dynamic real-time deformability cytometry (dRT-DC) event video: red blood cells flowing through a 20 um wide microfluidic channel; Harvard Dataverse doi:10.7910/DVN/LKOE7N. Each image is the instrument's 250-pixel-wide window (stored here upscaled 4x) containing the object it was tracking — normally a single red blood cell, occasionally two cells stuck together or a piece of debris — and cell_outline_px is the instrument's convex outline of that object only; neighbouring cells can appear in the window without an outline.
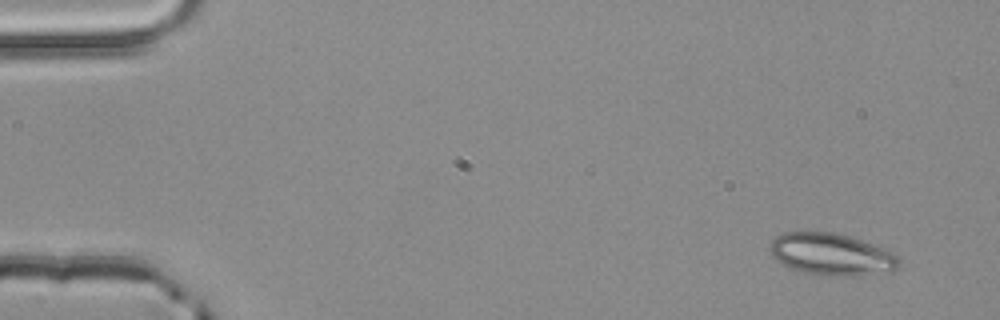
{"species": "common noctule bat (a hibernating species)", "species_latin": "Nyctalus noctula", "temperature_condition": "room temperature", "stored_images_in_passage": 4, "camera_frame_rate_fps": 3000, "um_per_image_px": 0.085, "animal": {"sex": "male", "body_mass_g": 20.4}, "frame": {"image": 1, "passage_image": 1, "time_ms": 0.0, "image_size_px": [1000, 320], "cell_outline_px": [[900, 264], [892, 272], [804, 272], [780, 264], [772, 256], [768, 244], [776, 236], [784, 232], [832, 232], [848, 236], [884, 248], [900, 256]], "centroid_in_image_um": [70.62, 21.54], "position_along_channel_um": 14.4, "area_um2": 30.17}}